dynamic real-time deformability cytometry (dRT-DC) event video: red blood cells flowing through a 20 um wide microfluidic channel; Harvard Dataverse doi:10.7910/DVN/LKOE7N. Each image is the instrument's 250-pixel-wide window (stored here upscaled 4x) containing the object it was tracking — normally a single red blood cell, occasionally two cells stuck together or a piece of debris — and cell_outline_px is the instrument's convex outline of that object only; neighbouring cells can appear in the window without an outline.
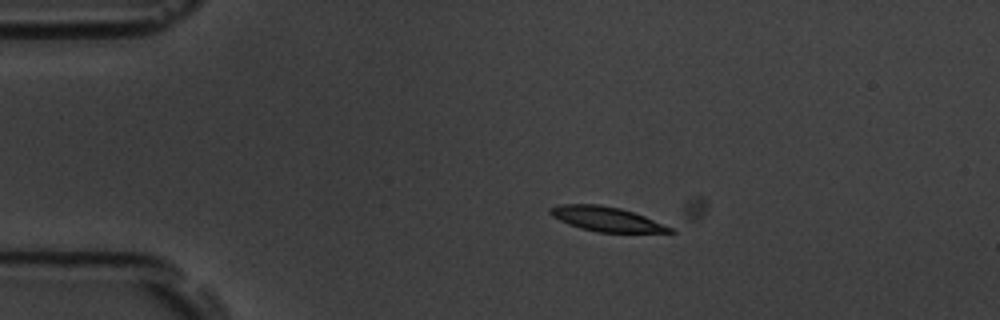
{"species": "common noctule bat (a hibernating species)", "species_latin": "Nyctalus noctula", "temperature_condition": "room temperature", "stored_images_in_passage": 5, "segment_of_instrument_passage": [2, 2], "camera_frame_rate_fps": 3000, "um_per_image_px": 0.085, "animal": {"sex": "male", "body_mass_g": 19.5, "forearm_length_mm": 54.6}, "frame": {"image": 1, "passage_image": 3, "time_ms": 2.0, "image_size_px": [1000, 320], "cell_outline_px": [[676, 232], [596, 232], [580, 228], [568, 224], [552, 216], [548, 212], [548, 208], [560, 204], [600, 204], [620, 208], [644, 216], [672, 228]], "centroid_in_image_um": [51.48, 18.61], "position_along_channel_um": 33.5, "area_um2": 16.99}}